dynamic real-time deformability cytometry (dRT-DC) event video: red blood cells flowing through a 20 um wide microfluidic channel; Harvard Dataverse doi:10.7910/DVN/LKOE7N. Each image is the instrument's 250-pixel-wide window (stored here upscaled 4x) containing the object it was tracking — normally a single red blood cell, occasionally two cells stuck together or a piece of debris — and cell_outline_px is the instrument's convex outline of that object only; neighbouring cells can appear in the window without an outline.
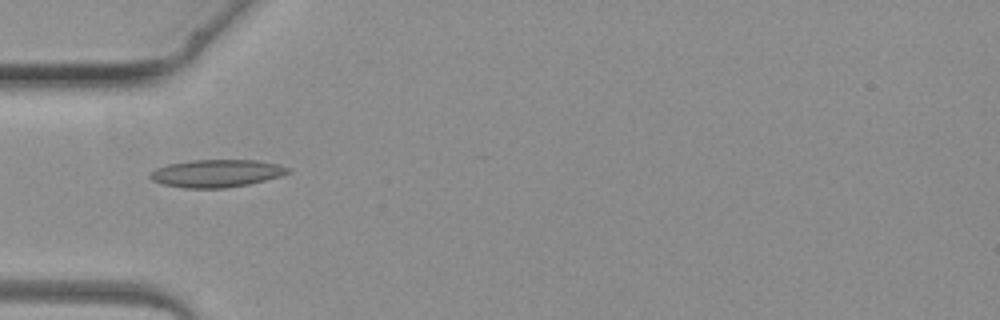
{"species": "common noctule bat (a hibernating species)", "species_latin": "Nyctalus noctula", "temperature_condition": "warm", "stored_images_in_passage": 4, "camera_frame_rate_fps": 3000, "um_per_image_px": 0.085, "animal": {"sex": "female", "body_mass_g": 19.3, "forearm_length_mm": 54.1}, "frame": {"image": 1, "passage_image": 3, "time_ms": 3.333, "image_size_px": [1000, 320], "cell_outline_px": [[292, 172], [280, 176], [248, 184], [224, 188], [184, 188], [164, 184], [152, 180], [148, 176], [156, 168], [168, 164], [192, 160], [256, 160], [280, 164], [292, 168]], "centroid_in_image_um": [18.45, 14.72], "position_along_channel_um": 66.6, "area_um2": 22.2}}
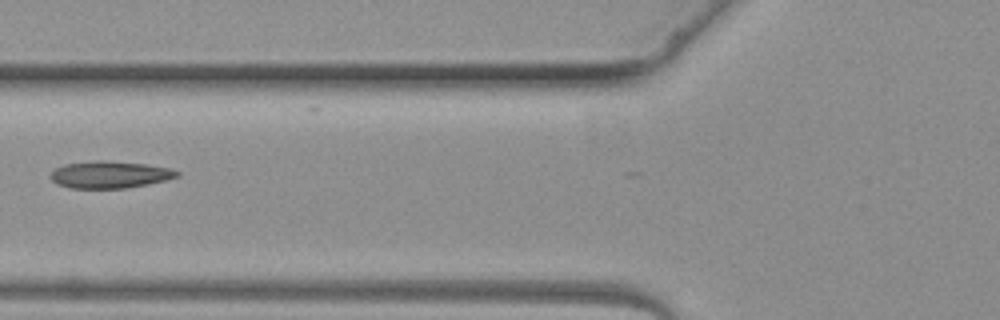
{"frame": {"image": 2, "passage_image": 4, "time_ms": 4.333, "image_size_px": [1000, 320], "cell_outline_px": [[180, 176], [148, 184], [124, 188], [72, 188], [56, 184], [52, 180], [52, 172], [56, 168], [64, 164], [92, 160], [104, 160], [148, 164], [172, 168], [180, 172]], "centroid_in_image_um": [9.36, 14.83], "position_along_channel_um": 116.4, "area_um2": 20.0}}